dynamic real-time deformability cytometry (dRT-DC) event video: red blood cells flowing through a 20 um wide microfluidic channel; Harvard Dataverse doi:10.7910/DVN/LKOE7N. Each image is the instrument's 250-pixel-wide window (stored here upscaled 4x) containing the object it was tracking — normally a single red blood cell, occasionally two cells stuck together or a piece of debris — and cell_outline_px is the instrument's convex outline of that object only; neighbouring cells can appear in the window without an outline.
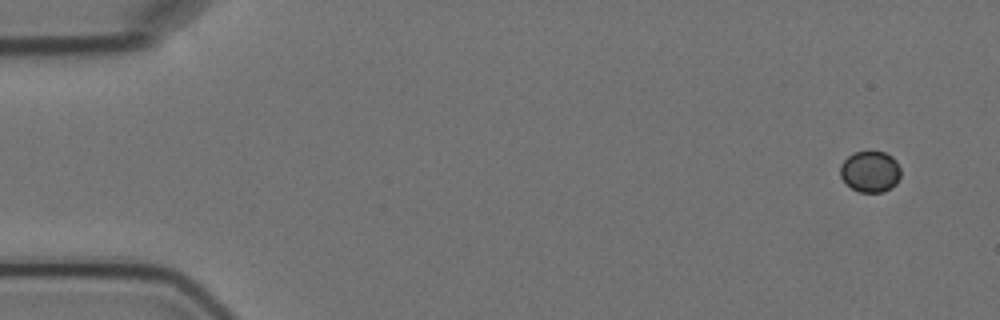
{"species": "Egyptian fruit bat (a non-hibernating species)", "species_latin": "Rousettus aegyptiacus", "temperature_condition": "cold", "stored_images_in_passage": 5, "camera_frame_rate_fps": 3000, "um_per_image_px": 0.085, "animal": {"sex": "female"}, "frame": {"image": 1, "passage_image": 1, "time_ms": 0.0, "image_size_px": [1000, 320], "cell_outline_px": [[900, 176], [896, 184], [892, 188], [884, 192], [860, 192], [852, 188], [840, 176], [840, 164], [852, 152], [868, 148], [884, 152], [892, 156], [896, 160], [900, 168]], "centroid_in_image_um": [73.97, 14.53], "position_along_channel_um": 11.0, "area_um2": 15.03}}
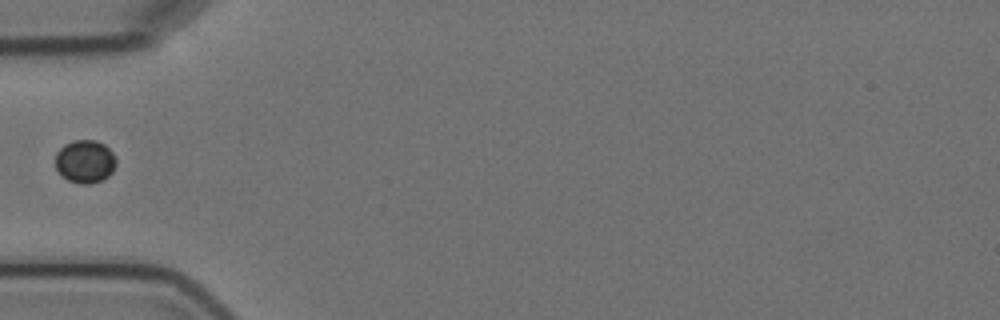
{"frame": {"image": 2, "passage_image": 5, "time_ms": 5.333, "image_size_px": [1000, 320], "cell_outline_px": [[116, 164], [112, 172], [108, 176], [100, 180], [88, 184], [80, 184], [68, 180], [60, 176], [56, 168], [56, 152], [64, 144], [76, 140], [96, 140], [104, 144], [112, 152], [116, 160]], "centroid_in_image_um": [7.21, 13.72], "position_along_channel_um": 77.8, "area_um2": 15.26}}